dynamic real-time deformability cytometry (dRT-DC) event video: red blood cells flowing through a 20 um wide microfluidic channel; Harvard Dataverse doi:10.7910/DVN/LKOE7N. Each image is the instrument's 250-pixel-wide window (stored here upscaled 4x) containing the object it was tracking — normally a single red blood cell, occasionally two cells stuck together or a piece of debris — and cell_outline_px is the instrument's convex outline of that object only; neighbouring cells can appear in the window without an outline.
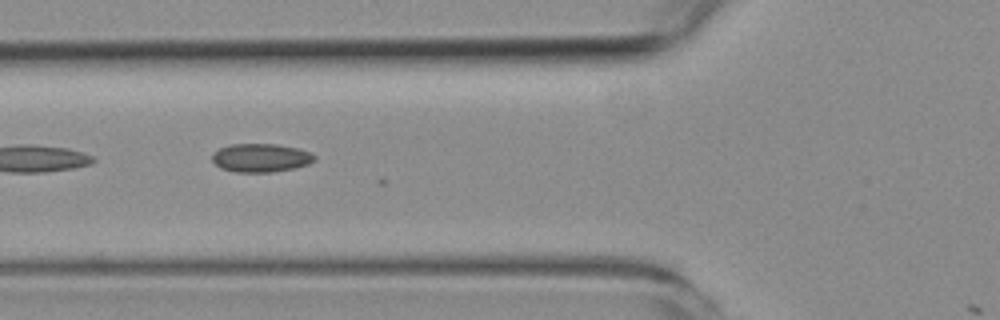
{"species": "common noctule bat (a hibernating species)", "species_latin": "Nyctalus noctula", "temperature_condition": "room temperature", "stored_images_in_passage": 2, "camera_frame_rate_fps": 3000, "um_per_image_px": 0.085, "animal": {"sex": "female", "body_mass_g": 19.3, "forearm_length_mm": 54.1}, "frame": {"image": 1, "passage_image": 2, "time_ms": 1.333, "image_size_px": [1000, 320], "cell_outline_px": [[316, 160], [308, 164], [296, 168], [272, 172], [236, 172], [220, 168], [212, 160], [212, 152], [228, 144], [276, 144], [296, 148], [308, 152], [316, 156]], "centroid_in_image_um": [22.15, 13.42], "position_along_channel_um": 103.7, "area_um2": 17.05}}